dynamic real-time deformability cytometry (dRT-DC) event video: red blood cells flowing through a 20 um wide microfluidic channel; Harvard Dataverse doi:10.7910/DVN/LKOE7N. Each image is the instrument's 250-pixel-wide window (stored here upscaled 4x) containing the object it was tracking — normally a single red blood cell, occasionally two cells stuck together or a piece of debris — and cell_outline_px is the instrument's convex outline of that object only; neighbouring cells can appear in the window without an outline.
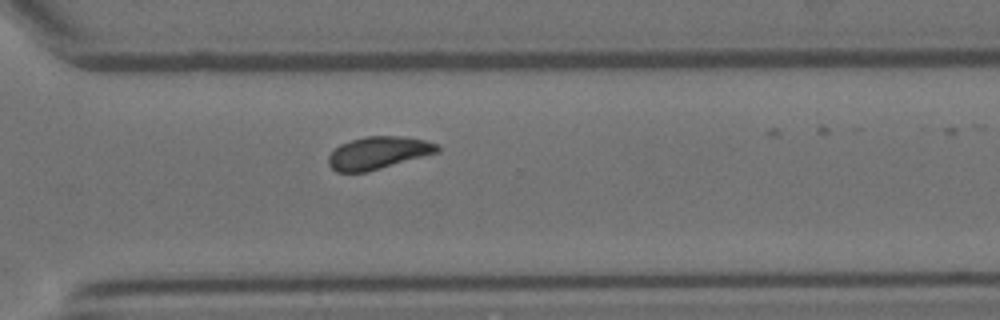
{"species": "Egyptian fruit bat (a non-hibernating species)", "species_latin": "Rousettus aegyptiacus", "temperature_condition": "room temperature", "stored_images_in_passage": 9, "camera_frame_rate_fps": 3000, "um_per_image_px": 0.085, "animal": {"sex": "female"}, "frame": {"image": 1, "passage_image": 9, "time_ms": 10.333, "image_size_px": [1000, 320], "cell_outline_px": [[440, 152], [368, 172], [336, 172], [328, 164], [328, 156], [340, 144], [352, 140], [368, 136], [404, 136], [424, 140], [440, 144]], "centroid_in_image_um": [32.19, 13.0], "position_along_channel_um": 338.4, "area_um2": 20.75}}